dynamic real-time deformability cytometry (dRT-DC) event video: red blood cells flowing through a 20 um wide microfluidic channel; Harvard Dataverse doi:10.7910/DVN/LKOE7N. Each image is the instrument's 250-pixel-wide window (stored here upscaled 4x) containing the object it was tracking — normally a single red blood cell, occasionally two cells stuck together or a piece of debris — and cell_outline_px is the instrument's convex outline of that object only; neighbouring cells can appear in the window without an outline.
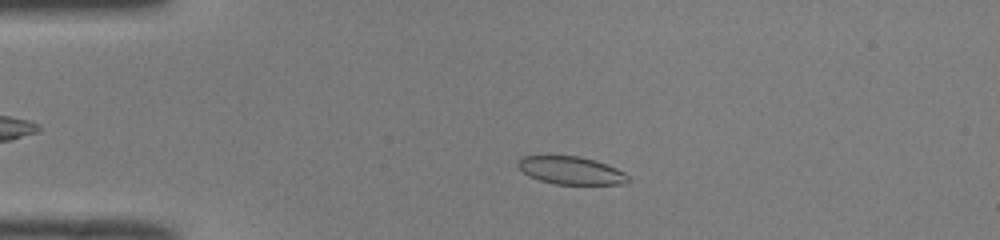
{"species": "common noctule bat (a hibernating species)", "species_latin": "Nyctalus noctula", "temperature_condition": "room temperature", "stored_images_in_passage": 48, "camera_frame_rate_fps": 3000, "um_per_image_px": 0.085, "animal": {"sex": "male", "body_mass_g": 19.0, "forearm_length_mm": 50.8}, "frame": {"image": 1, "passage_image": 9, "time_ms": 2.667, "image_size_px": [1000, 240], "cell_outline_px": [[628, 180], [624, 184], [556, 184], [540, 180], [528, 176], [516, 164], [520, 156], [580, 156], [596, 160], [616, 168], [624, 172], [628, 176]], "centroid_in_image_um": [48.52, 14.48], "position_along_channel_um": 36.5, "area_um2": 17.8}}
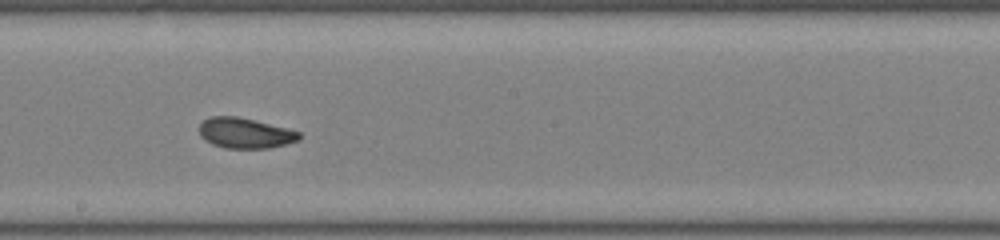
{"frame": {"image": 2, "passage_image": 26, "time_ms": 8.333, "image_size_px": [1000, 240], "cell_outline_px": [[300, 140], [288, 144], [268, 148], [224, 148], [212, 144], [204, 140], [200, 136], [200, 124], [204, 120], [212, 116], [236, 116], [256, 120], [300, 132]], "centroid_in_image_um": [20.83, 11.32], "position_along_channel_um": 227.4, "area_um2": 17.74}}
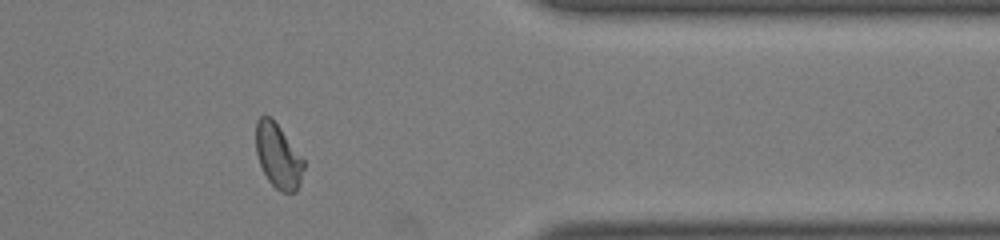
{"frame": {"image": 3, "passage_image": 39, "time_ms": 12.667, "image_size_px": [1000, 240], "cell_outline_px": [[304, 168], [300, 184], [296, 192], [280, 192], [268, 180], [260, 164], [256, 152], [256, 120], [264, 112], [272, 116], [304, 160]], "centroid_in_image_um": [23.63, 13.21], "position_along_channel_um": 387.8, "area_um2": 18.15}, "authors_computed_cell_mechanics": {"area_um2": 18.3515, "velocity_mm_per_s": 4.0467, "shape_relaxation_time_tau1_ms": 3.0636, "shape_relaxation_time_tau2_ms": 1.2878, "deformation_change_tau1": 0.1291, "deformation_change_tau2": 0.0645}}